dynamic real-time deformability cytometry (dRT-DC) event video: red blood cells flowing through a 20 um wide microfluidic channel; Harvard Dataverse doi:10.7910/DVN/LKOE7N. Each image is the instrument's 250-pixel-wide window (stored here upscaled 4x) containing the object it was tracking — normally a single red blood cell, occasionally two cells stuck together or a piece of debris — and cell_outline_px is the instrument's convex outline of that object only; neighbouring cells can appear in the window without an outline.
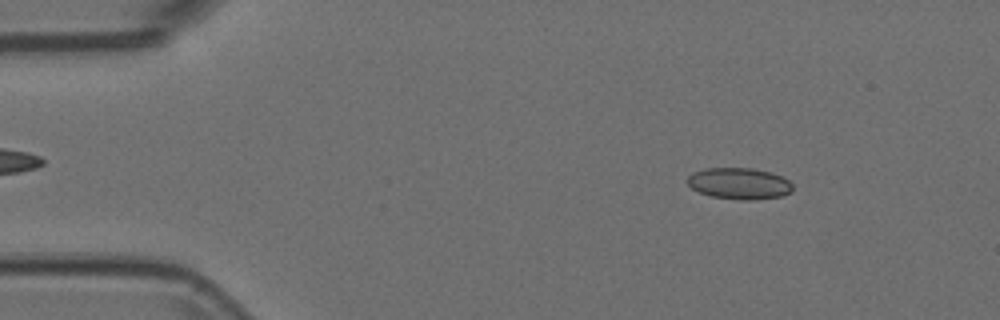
{"species": "Egyptian fruit bat (a non-hibernating species)", "species_latin": "Rousettus aegyptiacus", "temperature_condition": "room temperature", "stored_images_in_passage": 54, "camera_frame_rate_fps": 3000, "um_per_image_px": 0.085, "animal": {"sex": "female"}, "frame": {"image": 1, "passage_image": 7, "time_ms": 2.0, "image_size_px": [1000, 320], "cell_outline_px": [[792, 192], [784, 196], [752, 200], [740, 200], [712, 196], [700, 192], [692, 188], [688, 184], [688, 176], [692, 172], [704, 168], [752, 168], [772, 172], [788, 180], [792, 184]], "centroid_in_image_um": [62.86, 15.59], "position_along_channel_um": 22.1, "area_um2": 19.36}}
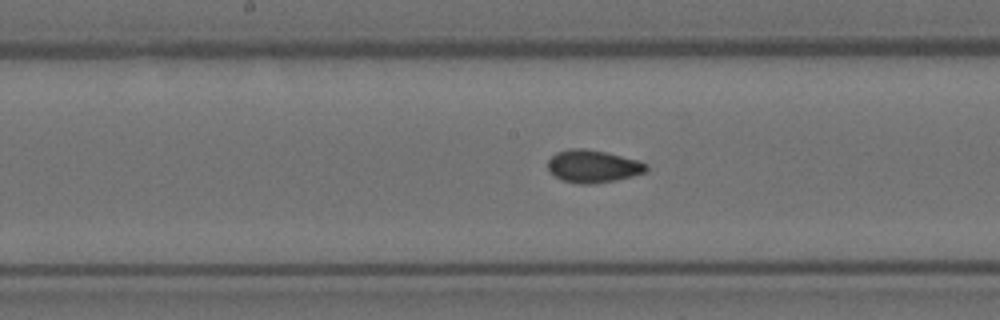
{"frame": {"image": 2, "passage_image": 27, "time_ms": 8.667, "image_size_px": [1000, 320], "cell_outline_px": [[648, 168], [644, 172], [632, 176], [616, 180], [592, 184], [580, 184], [560, 180], [548, 172], [548, 160], [556, 152], [568, 148], [588, 148], [636, 160], [648, 164]], "centroid_in_image_um": [50.34, 14.14], "position_along_channel_um": 197.9, "area_um2": 18.79}}
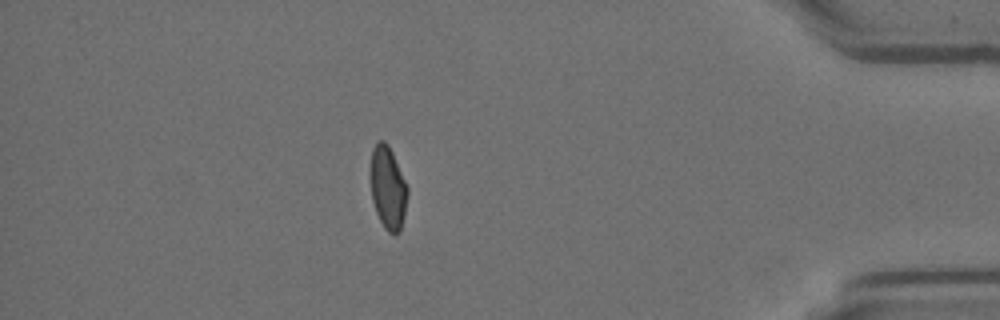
{"frame": {"image": 3, "passage_image": 47, "time_ms": 15.333, "image_size_px": [1000, 320], "cell_outline_px": [[408, 192], [400, 232], [388, 232], [384, 228], [376, 212], [372, 200], [368, 172], [372, 148], [376, 140], [384, 140], [388, 144], [392, 152], [408, 188]], "centroid_in_image_um": [32.91, 15.89], "position_along_channel_um": 402.3, "area_um2": 18.15}}